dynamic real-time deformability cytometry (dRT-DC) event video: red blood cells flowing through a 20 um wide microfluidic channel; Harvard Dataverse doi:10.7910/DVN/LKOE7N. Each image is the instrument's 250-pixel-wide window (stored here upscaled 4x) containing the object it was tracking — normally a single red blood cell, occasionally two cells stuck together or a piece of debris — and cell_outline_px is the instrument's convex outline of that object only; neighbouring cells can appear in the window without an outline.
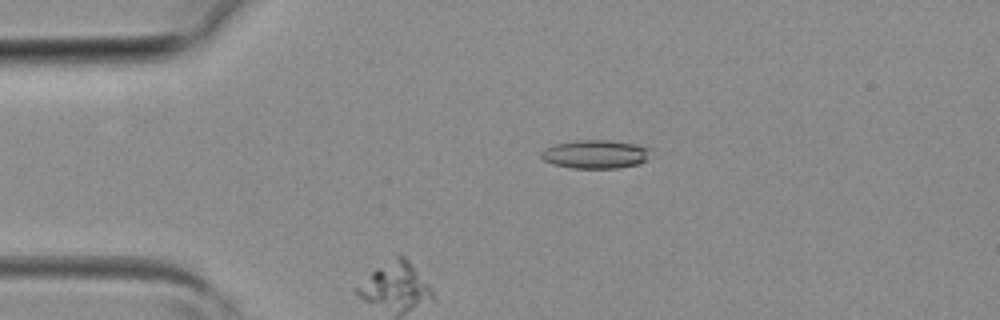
{"species": "common noctule bat (a hibernating species)", "species_latin": "Nyctalus noctula", "temperature_condition": "room temperature", "stored_images_in_passage": 5, "camera_frame_rate_fps": 3000, "um_per_image_px": 0.085, "animal": {"sex": "female", "body_mass_g": 19.3, "forearm_length_mm": 54.1}, "frame": {"image": 1, "passage_image": 1, "time_ms": 0.0, "image_size_px": [1000, 320], "cell_outline_px": [[652, 148], [644, 160], [640, 164], [616, 168], [572, 168], [552, 164], [544, 160], [540, 156], [540, 152], [544, 148], [552, 144], [576, 140], [608, 140], [636, 144]], "centroid_in_image_um": [50.56, 13.1], "position_along_channel_um": 34.4, "area_um2": 18.32}}
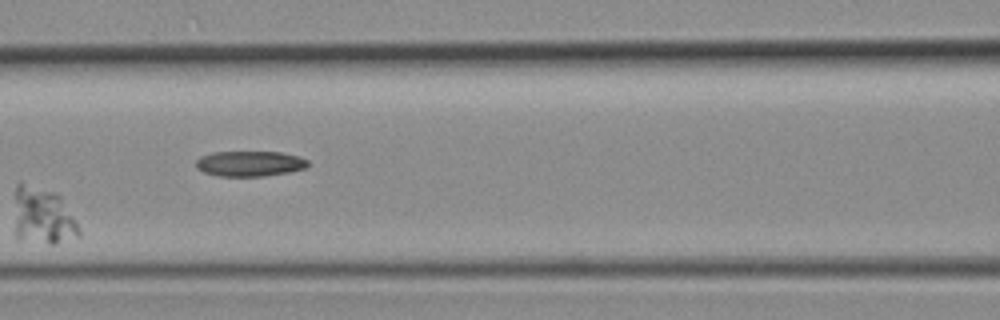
{"frame": {"image": 2, "passage_image": 4, "time_ms": 1.0, "image_size_px": [1000, 320], "cell_outline_px": [[80, 236], [52, 244], [48, 244], [16, 240], [16, 180], [20, 180], [56, 192], [60, 196], [80, 228]], "centroid_in_image_um": [3.63, 18.35], "position_along_channel_um": 163.0, "area_um2": 21.73}}
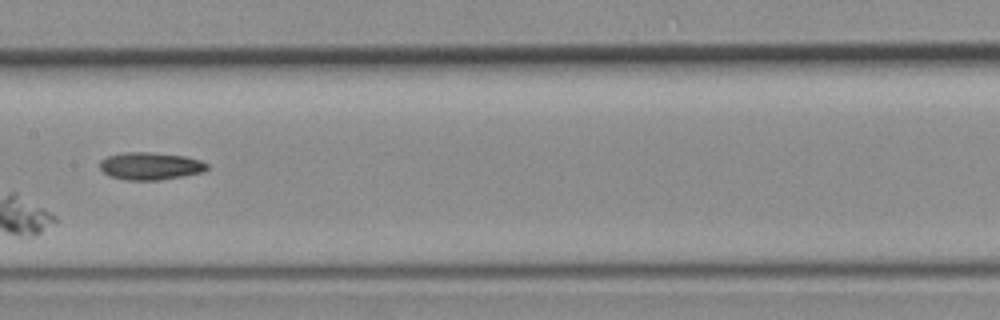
{"frame": {"image": 3, "passage_image": 5, "time_ms": 1.333, "image_size_px": [1000, 320], "cell_outline_px": [[208, 168], [204, 172], [160, 180], [124, 180], [108, 176], [100, 168], [100, 160], [108, 156], [124, 152], [152, 152], [184, 156], [200, 160], [208, 164]], "centroid_in_image_um": [12.77, 14.11], "position_along_channel_um": 194.6, "area_um2": 17.28}}